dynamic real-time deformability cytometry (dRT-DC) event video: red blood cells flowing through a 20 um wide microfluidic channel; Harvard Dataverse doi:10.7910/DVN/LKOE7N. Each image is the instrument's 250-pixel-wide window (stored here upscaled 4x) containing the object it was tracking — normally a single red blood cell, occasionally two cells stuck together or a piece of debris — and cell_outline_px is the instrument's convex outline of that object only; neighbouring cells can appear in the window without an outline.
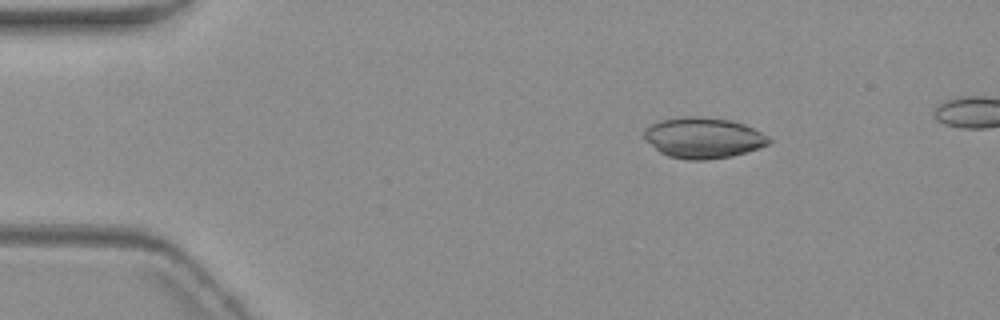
{"species": "common noctule bat (a hibernating species)", "species_latin": "Nyctalus noctula", "temperature_condition": "warm", "stored_images_in_passage": 6, "camera_frame_rate_fps": 3000, "um_per_image_px": 0.085, "animal": {"sex": "female", "body_mass_g": 19.3, "forearm_length_mm": 54.1}, "frame": {"image": 1, "passage_image": 3, "time_ms": 2.333, "image_size_px": [1000, 320], "cell_outline_px": [[772, 140], [768, 144], [732, 156], [704, 160], [688, 160], [668, 156], [660, 152], [644, 140], [644, 128], [652, 124], [664, 120], [684, 116], [696, 116], [728, 120], [744, 124], [768, 136]], "centroid_in_image_um": [59.74, 11.72], "position_along_channel_um": 25.3, "area_um2": 29.3}}